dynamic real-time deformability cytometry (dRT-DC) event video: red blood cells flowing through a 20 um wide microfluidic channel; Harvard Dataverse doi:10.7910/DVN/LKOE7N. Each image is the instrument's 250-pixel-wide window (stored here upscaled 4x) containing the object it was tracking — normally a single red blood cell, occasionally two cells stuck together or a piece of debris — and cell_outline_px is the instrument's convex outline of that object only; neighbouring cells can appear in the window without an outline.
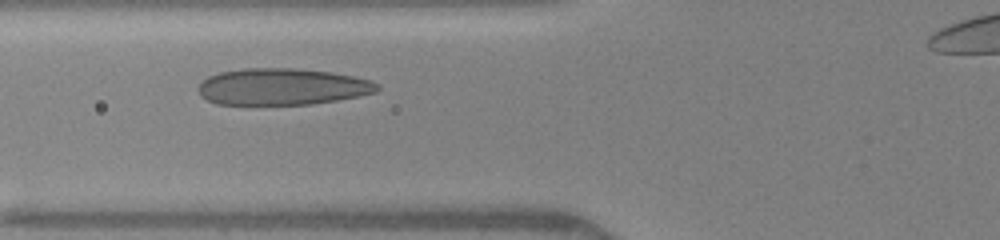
{"species": "human", "species_latin": "Homo sapiens", "temperature_condition": "warm", "stored_images_in_passage": 32, "camera_frame_rate_fps": 3000, "um_per_image_px": 0.085, "donor": {"sex": "female"}, "frame": {"image": 1, "passage_image": 8, "time_ms": 2.333, "image_size_px": [1000, 240], "cell_outline_px": [[380, 88], [376, 92], [336, 100], [312, 104], [216, 104], [200, 96], [200, 84], [208, 76], [220, 72], [244, 68], [292, 68], [332, 72], [372, 80], [380, 84]], "centroid_in_image_um": [24.01, 7.36], "position_along_channel_um": 101.8, "area_um2": 38.03}}
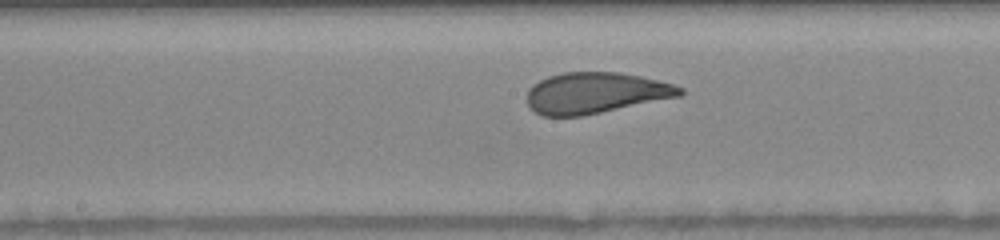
{"frame": {"image": 2, "passage_image": 15, "time_ms": 4.667, "image_size_px": [1000, 240], "cell_outline_px": [[684, 92], [680, 96], [580, 116], [540, 116], [528, 104], [528, 88], [532, 84], [548, 76], [564, 72], [620, 72], [640, 76], [672, 84], [684, 88]], "centroid_in_image_um": [50.59, 7.89], "position_along_channel_um": 197.6, "area_um2": 36.3}}
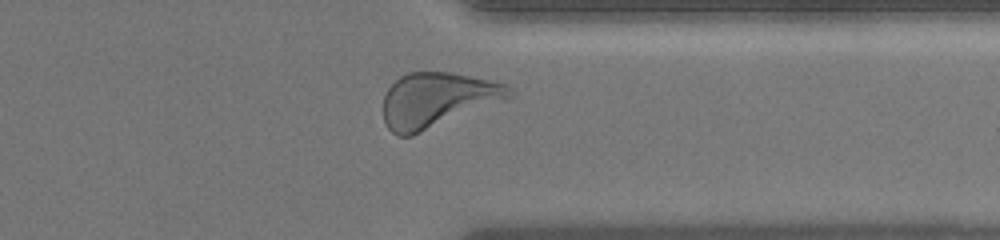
{"frame": {"image": 3, "passage_image": 28, "time_ms": 9.0, "image_size_px": [1000, 240], "cell_outline_px": [[512, 96], [504, 100], [412, 136], [400, 136], [392, 132], [388, 128], [384, 120], [384, 96], [388, 88], [400, 76], [408, 72], [448, 72], [508, 84]], "centroid_in_image_um": [37.13, 8.49], "position_along_channel_um": 374.3, "area_um2": 39.71}, "authors_computed_cell_mechanics": {"area_um2": 37.8012, "velocity_mm_per_s": 4.0847, "shape_relaxation_time_tau1_ms": 4.2118, "shape_relaxation_time_tau2_ms": null, "deformation_change_tau1": 0.1673, "deformation_change_tau2": null}}